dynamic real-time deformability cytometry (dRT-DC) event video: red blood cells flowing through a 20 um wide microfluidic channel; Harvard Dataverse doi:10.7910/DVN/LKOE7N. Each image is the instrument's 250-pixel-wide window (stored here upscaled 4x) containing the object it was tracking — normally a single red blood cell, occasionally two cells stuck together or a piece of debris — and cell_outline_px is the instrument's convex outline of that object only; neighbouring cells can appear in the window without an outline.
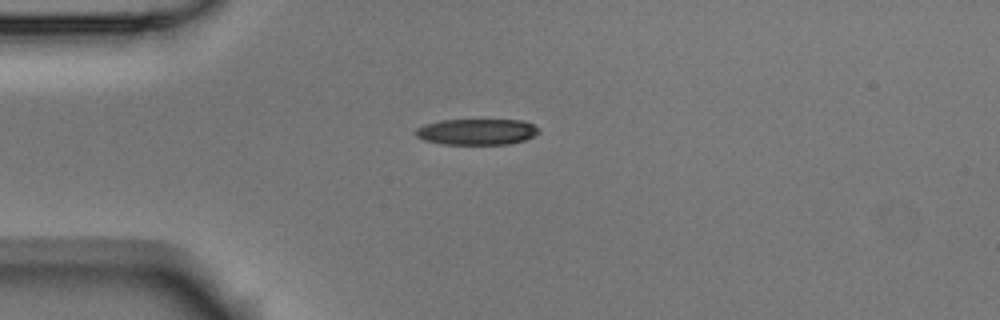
{"species": "Egyptian fruit bat (a non-hibernating species)", "species_latin": "Rousettus aegyptiacus", "temperature_condition": "room temperature", "stored_images_in_passage": 2, "camera_frame_rate_fps": 3000, "um_per_image_px": 0.085, "animal": {"sex": "male"}, "frame": {"image": 1, "passage_image": 1, "time_ms": 0.0, "image_size_px": [1000, 320], "cell_outline_px": [[540, 132], [524, 140], [508, 144], [440, 144], [424, 140], [416, 136], [412, 132], [416, 128], [424, 124], [440, 120], [524, 120], [540, 128]], "centroid_in_image_um": [40.49, 11.2], "position_along_channel_um": 44.5, "area_um2": 18.84}}
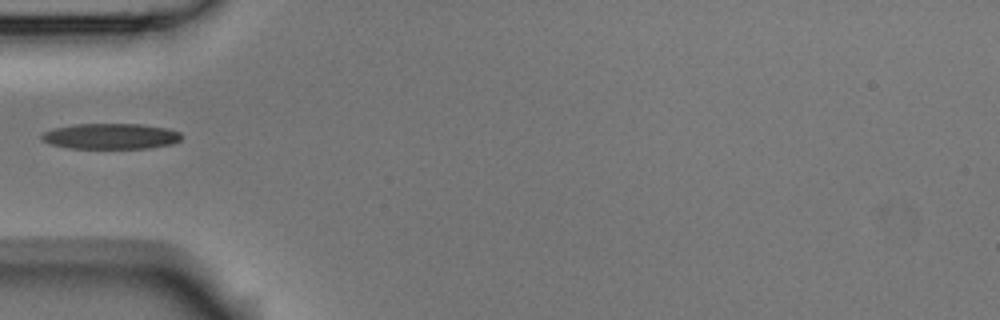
{"frame": {"image": 2, "passage_image": 2, "time_ms": 0.333, "image_size_px": [1000, 320], "cell_outline_px": [[184, 136], [180, 140], [172, 144], [148, 148], [68, 148], [52, 144], [44, 140], [40, 136], [44, 132], [56, 128], [76, 124], [140, 124], [168, 128], [180, 132]], "centroid_in_image_um": [9.48, 11.58], "position_along_channel_um": 75.5, "area_um2": 20.81}}